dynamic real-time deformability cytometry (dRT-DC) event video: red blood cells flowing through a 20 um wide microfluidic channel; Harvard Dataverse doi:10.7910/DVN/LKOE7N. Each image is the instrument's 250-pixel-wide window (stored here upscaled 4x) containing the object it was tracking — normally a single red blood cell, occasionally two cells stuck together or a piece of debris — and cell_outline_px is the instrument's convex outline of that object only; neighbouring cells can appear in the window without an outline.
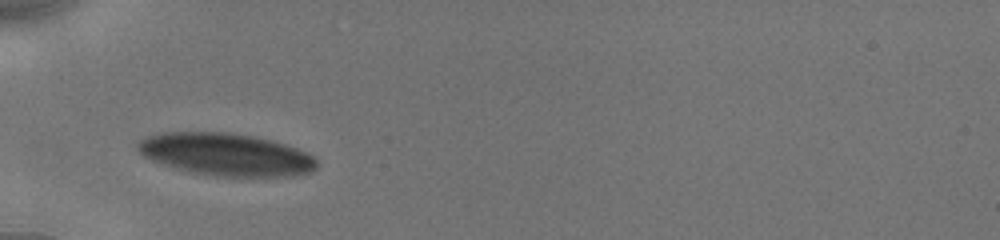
{"species": "human", "species_latin": "Homo sapiens", "temperature_condition": "cold", "stored_images_in_passage": 2, "camera_frame_rate_fps": 3000, "um_per_image_px": 0.085, "donor": {"sex": "male"}, "frame": {"image": 1, "passage_image": 1, "time_ms": 0.0, "image_size_px": [1000, 240], "cell_outline_px": [[316, 168], [308, 172], [292, 176], [216, 176], [176, 168], [152, 160], [144, 156], [136, 148], [136, 144], [140, 140], [148, 136], [160, 132], [232, 132], [256, 136], [272, 140], [308, 152], [316, 160]], "centroid_in_image_um": [19.21, 13.11], "position_along_channel_um": 65.8, "area_um2": 44.1}}